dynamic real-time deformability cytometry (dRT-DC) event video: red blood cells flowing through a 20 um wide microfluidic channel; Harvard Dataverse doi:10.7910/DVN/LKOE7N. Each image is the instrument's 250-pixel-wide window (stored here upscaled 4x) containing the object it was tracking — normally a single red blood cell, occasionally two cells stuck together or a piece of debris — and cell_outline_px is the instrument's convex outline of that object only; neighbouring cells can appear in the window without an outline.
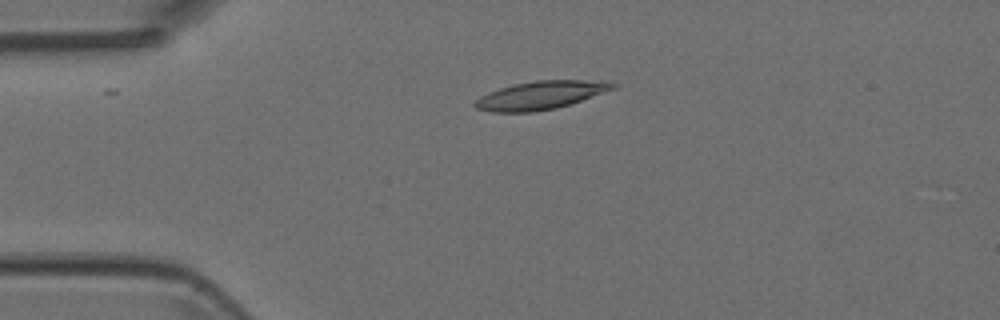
{"species": "Egyptian fruit bat (a non-hibernating species)", "species_latin": "Rousettus aegyptiacus", "temperature_condition": "room temperature", "stored_images_in_passage": 3, "camera_frame_rate_fps": 3000, "um_per_image_px": 0.085, "animal": {"sex": "female"}, "frame": {"image": 1, "passage_image": 2, "time_ms": 0.333, "image_size_px": [1000, 320], "cell_outline_px": [[620, 84], [616, 88], [556, 108], [532, 112], [492, 112], [476, 108], [472, 104], [480, 96], [488, 92], [512, 84], [536, 80], [584, 80]], "centroid_in_image_um": [45.88, 8.09], "position_along_channel_um": 39.1, "area_um2": 22.43}}